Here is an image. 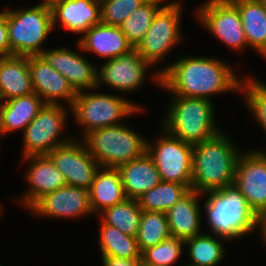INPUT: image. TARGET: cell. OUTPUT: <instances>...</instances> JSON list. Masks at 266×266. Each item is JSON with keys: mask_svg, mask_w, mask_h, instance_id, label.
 <instances>
[{"mask_svg": "<svg viewBox=\"0 0 266 266\" xmlns=\"http://www.w3.org/2000/svg\"><path fill=\"white\" fill-rule=\"evenodd\" d=\"M235 74L230 64L213 57H180L165 65L151 77L174 96L211 99L214 94L240 91L243 78ZM154 76V77H153ZM213 95V96H212Z\"/></svg>", "mask_w": 266, "mask_h": 266, "instance_id": "cell-1", "label": "cell"}, {"mask_svg": "<svg viewBox=\"0 0 266 266\" xmlns=\"http://www.w3.org/2000/svg\"><path fill=\"white\" fill-rule=\"evenodd\" d=\"M242 151L226 133L193 145L191 190L204 193L234 184Z\"/></svg>", "mask_w": 266, "mask_h": 266, "instance_id": "cell-2", "label": "cell"}, {"mask_svg": "<svg viewBox=\"0 0 266 266\" xmlns=\"http://www.w3.org/2000/svg\"><path fill=\"white\" fill-rule=\"evenodd\" d=\"M203 194L208 196L203 210L206 212L211 234L214 233L225 241H231L241 239L255 231L257 213L246 202L235 184L206 191L202 196Z\"/></svg>", "mask_w": 266, "mask_h": 266, "instance_id": "cell-3", "label": "cell"}, {"mask_svg": "<svg viewBox=\"0 0 266 266\" xmlns=\"http://www.w3.org/2000/svg\"><path fill=\"white\" fill-rule=\"evenodd\" d=\"M213 105L206 99L172 96L161 127L169 135L192 145L209 140L222 131L215 124Z\"/></svg>", "mask_w": 266, "mask_h": 266, "instance_id": "cell-4", "label": "cell"}, {"mask_svg": "<svg viewBox=\"0 0 266 266\" xmlns=\"http://www.w3.org/2000/svg\"><path fill=\"white\" fill-rule=\"evenodd\" d=\"M81 139L89 154L103 167H118L147 152L148 139L123 123L93 130Z\"/></svg>", "mask_w": 266, "mask_h": 266, "instance_id": "cell-5", "label": "cell"}, {"mask_svg": "<svg viewBox=\"0 0 266 266\" xmlns=\"http://www.w3.org/2000/svg\"><path fill=\"white\" fill-rule=\"evenodd\" d=\"M96 89L77 93L70 112L80 126H82L84 137L93 130L102 127L116 126L121 124L120 119L137 112L142 108L127 98L119 95L94 92Z\"/></svg>", "mask_w": 266, "mask_h": 266, "instance_id": "cell-6", "label": "cell"}, {"mask_svg": "<svg viewBox=\"0 0 266 266\" xmlns=\"http://www.w3.org/2000/svg\"><path fill=\"white\" fill-rule=\"evenodd\" d=\"M7 26L10 56L40 55L45 50L42 44L54 29L51 8L38 4L28 9H9Z\"/></svg>", "mask_w": 266, "mask_h": 266, "instance_id": "cell-7", "label": "cell"}, {"mask_svg": "<svg viewBox=\"0 0 266 266\" xmlns=\"http://www.w3.org/2000/svg\"><path fill=\"white\" fill-rule=\"evenodd\" d=\"M182 2H169L155 15L143 40L135 48L152 67L182 40L180 30Z\"/></svg>", "mask_w": 266, "mask_h": 266, "instance_id": "cell-8", "label": "cell"}, {"mask_svg": "<svg viewBox=\"0 0 266 266\" xmlns=\"http://www.w3.org/2000/svg\"><path fill=\"white\" fill-rule=\"evenodd\" d=\"M63 104H45L37 116L23 130L22 157L47 155L55 147L73 137H61L66 125L67 107ZM60 135V136H59Z\"/></svg>", "mask_w": 266, "mask_h": 266, "instance_id": "cell-9", "label": "cell"}, {"mask_svg": "<svg viewBox=\"0 0 266 266\" xmlns=\"http://www.w3.org/2000/svg\"><path fill=\"white\" fill-rule=\"evenodd\" d=\"M161 136L147 141V153L153 159L161 180L191 185L193 145L169 135L163 128Z\"/></svg>", "mask_w": 266, "mask_h": 266, "instance_id": "cell-10", "label": "cell"}, {"mask_svg": "<svg viewBox=\"0 0 266 266\" xmlns=\"http://www.w3.org/2000/svg\"><path fill=\"white\" fill-rule=\"evenodd\" d=\"M195 14L198 23L224 45L239 52L248 47L239 10L231 0H206Z\"/></svg>", "mask_w": 266, "mask_h": 266, "instance_id": "cell-11", "label": "cell"}, {"mask_svg": "<svg viewBox=\"0 0 266 266\" xmlns=\"http://www.w3.org/2000/svg\"><path fill=\"white\" fill-rule=\"evenodd\" d=\"M47 156L63 173L67 186L90 189L100 165L89 154L82 139L72 138L55 147Z\"/></svg>", "mask_w": 266, "mask_h": 266, "instance_id": "cell-12", "label": "cell"}, {"mask_svg": "<svg viewBox=\"0 0 266 266\" xmlns=\"http://www.w3.org/2000/svg\"><path fill=\"white\" fill-rule=\"evenodd\" d=\"M100 67V68H99ZM97 67L96 88L106 84L116 91L131 92L143 86L151 65L133 49L131 52L106 60ZM102 83V84H101Z\"/></svg>", "mask_w": 266, "mask_h": 266, "instance_id": "cell-13", "label": "cell"}, {"mask_svg": "<svg viewBox=\"0 0 266 266\" xmlns=\"http://www.w3.org/2000/svg\"><path fill=\"white\" fill-rule=\"evenodd\" d=\"M29 210L35 216L54 219L96 215L90 206L89 190L73 186H64L44 194Z\"/></svg>", "mask_w": 266, "mask_h": 266, "instance_id": "cell-14", "label": "cell"}, {"mask_svg": "<svg viewBox=\"0 0 266 266\" xmlns=\"http://www.w3.org/2000/svg\"><path fill=\"white\" fill-rule=\"evenodd\" d=\"M234 184L256 213L266 209L265 151L241 153L236 166Z\"/></svg>", "mask_w": 266, "mask_h": 266, "instance_id": "cell-15", "label": "cell"}, {"mask_svg": "<svg viewBox=\"0 0 266 266\" xmlns=\"http://www.w3.org/2000/svg\"><path fill=\"white\" fill-rule=\"evenodd\" d=\"M40 56L60 72L76 93L96 89L97 66L67 47L44 50Z\"/></svg>", "mask_w": 266, "mask_h": 266, "instance_id": "cell-16", "label": "cell"}, {"mask_svg": "<svg viewBox=\"0 0 266 266\" xmlns=\"http://www.w3.org/2000/svg\"><path fill=\"white\" fill-rule=\"evenodd\" d=\"M29 71L33 90L45 104H62L59 101L64 99L70 110L77 93L60 72L40 55L29 56Z\"/></svg>", "mask_w": 266, "mask_h": 266, "instance_id": "cell-17", "label": "cell"}, {"mask_svg": "<svg viewBox=\"0 0 266 266\" xmlns=\"http://www.w3.org/2000/svg\"><path fill=\"white\" fill-rule=\"evenodd\" d=\"M22 160L31 161L25 173L29 189L18 199L24 208L29 209L44 194L67 186L63 173L47 155L27 156Z\"/></svg>", "mask_w": 266, "mask_h": 266, "instance_id": "cell-18", "label": "cell"}, {"mask_svg": "<svg viewBox=\"0 0 266 266\" xmlns=\"http://www.w3.org/2000/svg\"><path fill=\"white\" fill-rule=\"evenodd\" d=\"M50 8L53 27L59 21L63 29L72 33L82 34L101 23L99 0H60Z\"/></svg>", "mask_w": 266, "mask_h": 266, "instance_id": "cell-19", "label": "cell"}, {"mask_svg": "<svg viewBox=\"0 0 266 266\" xmlns=\"http://www.w3.org/2000/svg\"><path fill=\"white\" fill-rule=\"evenodd\" d=\"M77 45L82 53L92 52L107 60L125 55L134 49L121 27L103 23L94 25L84 32Z\"/></svg>", "mask_w": 266, "mask_h": 266, "instance_id": "cell-20", "label": "cell"}, {"mask_svg": "<svg viewBox=\"0 0 266 266\" xmlns=\"http://www.w3.org/2000/svg\"><path fill=\"white\" fill-rule=\"evenodd\" d=\"M202 194L190 190L167 212L169 230L172 237L187 240L201 234V216L199 199Z\"/></svg>", "mask_w": 266, "mask_h": 266, "instance_id": "cell-21", "label": "cell"}, {"mask_svg": "<svg viewBox=\"0 0 266 266\" xmlns=\"http://www.w3.org/2000/svg\"><path fill=\"white\" fill-rule=\"evenodd\" d=\"M29 56L0 58V102L33 93Z\"/></svg>", "mask_w": 266, "mask_h": 266, "instance_id": "cell-22", "label": "cell"}, {"mask_svg": "<svg viewBox=\"0 0 266 266\" xmlns=\"http://www.w3.org/2000/svg\"><path fill=\"white\" fill-rule=\"evenodd\" d=\"M117 168L127 198L137 199L162 181L153 159L147 152Z\"/></svg>", "mask_w": 266, "mask_h": 266, "instance_id": "cell-23", "label": "cell"}, {"mask_svg": "<svg viewBox=\"0 0 266 266\" xmlns=\"http://www.w3.org/2000/svg\"><path fill=\"white\" fill-rule=\"evenodd\" d=\"M90 206L100 215L105 208L123 202L125 195L119 169L100 166L89 189Z\"/></svg>", "mask_w": 266, "mask_h": 266, "instance_id": "cell-24", "label": "cell"}, {"mask_svg": "<svg viewBox=\"0 0 266 266\" xmlns=\"http://www.w3.org/2000/svg\"><path fill=\"white\" fill-rule=\"evenodd\" d=\"M239 10L248 47L266 60V7L260 0H231Z\"/></svg>", "mask_w": 266, "mask_h": 266, "instance_id": "cell-25", "label": "cell"}, {"mask_svg": "<svg viewBox=\"0 0 266 266\" xmlns=\"http://www.w3.org/2000/svg\"><path fill=\"white\" fill-rule=\"evenodd\" d=\"M45 105L35 93L0 102V121L2 134L24 130Z\"/></svg>", "mask_w": 266, "mask_h": 266, "instance_id": "cell-26", "label": "cell"}, {"mask_svg": "<svg viewBox=\"0 0 266 266\" xmlns=\"http://www.w3.org/2000/svg\"><path fill=\"white\" fill-rule=\"evenodd\" d=\"M99 246L101 256L118 257L125 259H141L136 236L122 233L116 227L100 220Z\"/></svg>", "mask_w": 266, "mask_h": 266, "instance_id": "cell-27", "label": "cell"}, {"mask_svg": "<svg viewBox=\"0 0 266 266\" xmlns=\"http://www.w3.org/2000/svg\"><path fill=\"white\" fill-rule=\"evenodd\" d=\"M191 190V185L161 181L157 186L137 198L142 211L166 213Z\"/></svg>", "mask_w": 266, "mask_h": 266, "instance_id": "cell-28", "label": "cell"}, {"mask_svg": "<svg viewBox=\"0 0 266 266\" xmlns=\"http://www.w3.org/2000/svg\"><path fill=\"white\" fill-rule=\"evenodd\" d=\"M211 233L199 234L184 241L191 259L189 266H217L224 259L223 241Z\"/></svg>", "mask_w": 266, "mask_h": 266, "instance_id": "cell-29", "label": "cell"}, {"mask_svg": "<svg viewBox=\"0 0 266 266\" xmlns=\"http://www.w3.org/2000/svg\"><path fill=\"white\" fill-rule=\"evenodd\" d=\"M100 218L104 223L116 227L129 236H137L142 209L137 199L126 198L123 202L105 208Z\"/></svg>", "mask_w": 266, "mask_h": 266, "instance_id": "cell-30", "label": "cell"}, {"mask_svg": "<svg viewBox=\"0 0 266 266\" xmlns=\"http://www.w3.org/2000/svg\"><path fill=\"white\" fill-rule=\"evenodd\" d=\"M165 0H147L135 9L120 26L128 42L135 49L143 40L155 15L164 6Z\"/></svg>", "mask_w": 266, "mask_h": 266, "instance_id": "cell-31", "label": "cell"}, {"mask_svg": "<svg viewBox=\"0 0 266 266\" xmlns=\"http://www.w3.org/2000/svg\"><path fill=\"white\" fill-rule=\"evenodd\" d=\"M171 237L166 213L142 211L137 243L140 252Z\"/></svg>", "mask_w": 266, "mask_h": 266, "instance_id": "cell-32", "label": "cell"}, {"mask_svg": "<svg viewBox=\"0 0 266 266\" xmlns=\"http://www.w3.org/2000/svg\"><path fill=\"white\" fill-rule=\"evenodd\" d=\"M239 92L245 97L243 99L247 110H250L251 116L266 134V84L256 78L245 77L241 80Z\"/></svg>", "mask_w": 266, "mask_h": 266, "instance_id": "cell-33", "label": "cell"}, {"mask_svg": "<svg viewBox=\"0 0 266 266\" xmlns=\"http://www.w3.org/2000/svg\"><path fill=\"white\" fill-rule=\"evenodd\" d=\"M184 240L170 237L141 253L142 263L148 266H173L182 255Z\"/></svg>", "mask_w": 266, "mask_h": 266, "instance_id": "cell-34", "label": "cell"}, {"mask_svg": "<svg viewBox=\"0 0 266 266\" xmlns=\"http://www.w3.org/2000/svg\"><path fill=\"white\" fill-rule=\"evenodd\" d=\"M101 5V23L121 26L126 18L147 0H99Z\"/></svg>", "mask_w": 266, "mask_h": 266, "instance_id": "cell-35", "label": "cell"}, {"mask_svg": "<svg viewBox=\"0 0 266 266\" xmlns=\"http://www.w3.org/2000/svg\"><path fill=\"white\" fill-rule=\"evenodd\" d=\"M10 56V42L7 26V9L0 11V58Z\"/></svg>", "mask_w": 266, "mask_h": 266, "instance_id": "cell-36", "label": "cell"}, {"mask_svg": "<svg viewBox=\"0 0 266 266\" xmlns=\"http://www.w3.org/2000/svg\"><path fill=\"white\" fill-rule=\"evenodd\" d=\"M103 266H140L141 259H125L118 257L102 256Z\"/></svg>", "mask_w": 266, "mask_h": 266, "instance_id": "cell-37", "label": "cell"}, {"mask_svg": "<svg viewBox=\"0 0 266 266\" xmlns=\"http://www.w3.org/2000/svg\"><path fill=\"white\" fill-rule=\"evenodd\" d=\"M256 228L260 232V238H262L264 243H266V209L257 213V225Z\"/></svg>", "mask_w": 266, "mask_h": 266, "instance_id": "cell-38", "label": "cell"}, {"mask_svg": "<svg viewBox=\"0 0 266 266\" xmlns=\"http://www.w3.org/2000/svg\"><path fill=\"white\" fill-rule=\"evenodd\" d=\"M57 1H60V0H42V2L40 4L51 7Z\"/></svg>", "mask_w": 266, "mask_h": 266, "instance_id": "cell-39", "label": "cell"}, {"mask_svg": "<svg viewBox=\"0 0 266 266\" xmlns=\"http://www.w3.org/2000/svg\"><path fill=\"white\" fill-rule=\"evenodd\" d=\"M263 4H264V6L266 7V0H260Z\"/></svg>", "mask_w": 266, "mask_h": 266, "instance_id": "cell-40", "label": "cell"}, {"mask_svg": "<svg viewBox=\"0 0 266 266\" xmlns=\"http://www.w3.org/2000/svg\"><path fill=\"white\" fill-rule=\"evenodd\" d=\"M3 136L2 131H1V121H0V137Z\"/></svg>", "mask_w": 266, "mask_h": 266, "instance_id": "cell-41", "label": "cell"}, {"mask_svg": "<svg viewBox=\"0 0 266 266\" xmlns=\"http://www.w3.org/2000/svg\"><path fill=\"white\" fill-rule=\"evenodd\" d=\"M140 266H148V265H145L144 263L141 262V265Z\"/></svg>", "mask_w": 266, "mask_h": 266, "instance_id": "cell-42", "label": "cell"}]
</instances>
